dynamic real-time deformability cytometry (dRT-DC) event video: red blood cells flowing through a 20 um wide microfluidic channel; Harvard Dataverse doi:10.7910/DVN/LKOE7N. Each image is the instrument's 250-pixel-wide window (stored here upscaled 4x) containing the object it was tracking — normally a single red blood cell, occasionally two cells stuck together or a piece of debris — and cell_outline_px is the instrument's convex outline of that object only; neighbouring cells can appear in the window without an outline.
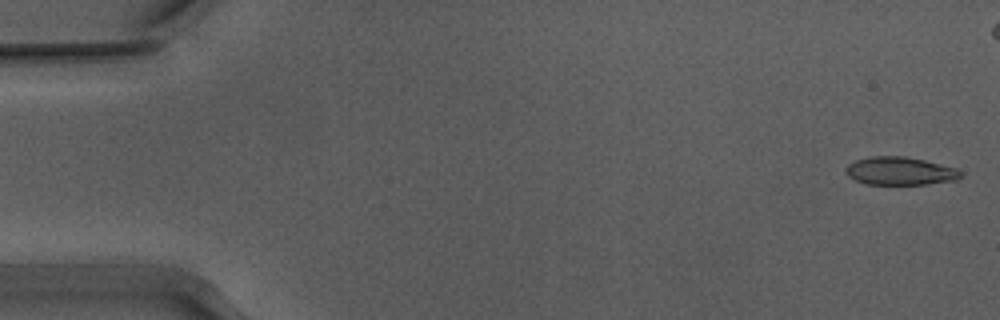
{"species": "Egyptian fruit bat (a non-hibernating species)", "species_latin": "Rousettus aegyptiacus", "temperature_condition": "warm", "stored_images_in_passage": 16, "camera_frame_rate_fps": 3000, "um_per_image_px": 0.085, "animal": {"sex": "male"}, "frame": {"image": 1, "passage_image": 1, "time_ms": 0.0, "image_size_px": [1000, 320], "cell_outline_px": [[960, 180], [928, 184], [868, 184], [856, 180], [848, 176], [844, 172], [844, 168], [848, 164], [856, 160], [868, 156], [904, 156], [924, 160], [956, 168], [960, 172]], "centroid_in_image_um": [76.48, 14.53], "position_along_channel_um": 8.5, "area_um2": 18.84}}